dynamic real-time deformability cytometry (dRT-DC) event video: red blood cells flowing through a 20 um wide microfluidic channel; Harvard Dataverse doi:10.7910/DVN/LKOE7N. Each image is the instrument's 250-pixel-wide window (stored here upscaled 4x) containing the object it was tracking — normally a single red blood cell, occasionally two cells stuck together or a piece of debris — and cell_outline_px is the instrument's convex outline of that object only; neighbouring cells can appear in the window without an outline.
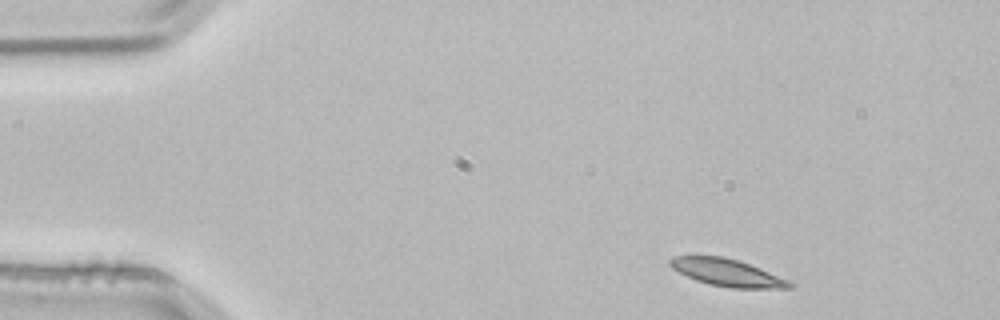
{"species": "common noctule bat (a hibernating species)", "species_latin": "Nyctalus noctula", "temperature_condition": "room temperature", "stored_images_in_passage": 3, "segment_of_instrument_passage": [1, 2], "camera_frame_rate_fps": 3000, "um_per_image_px": 0.085, "animal": {"sex": "male", "body_mass_g": 21.5, "forearm_length_mm": 52.0}, "frame": {"image": 1, "passage_image": 1, "time_ms": 0.0, "image_size_px": [1000, 320], "cell_outline_px": [[792, 288], [732, 288], [708, 284], [696, 280], [672, 268], [668, 264], [668, 260], [672, 256], [724, 256], [740, 260], [760, 268], [788, 280], [792, 284]], "centroid_in_image_um": [61.78, 23.16], "position_along_channel_um": 23.2, "area_um2": 18.9}}